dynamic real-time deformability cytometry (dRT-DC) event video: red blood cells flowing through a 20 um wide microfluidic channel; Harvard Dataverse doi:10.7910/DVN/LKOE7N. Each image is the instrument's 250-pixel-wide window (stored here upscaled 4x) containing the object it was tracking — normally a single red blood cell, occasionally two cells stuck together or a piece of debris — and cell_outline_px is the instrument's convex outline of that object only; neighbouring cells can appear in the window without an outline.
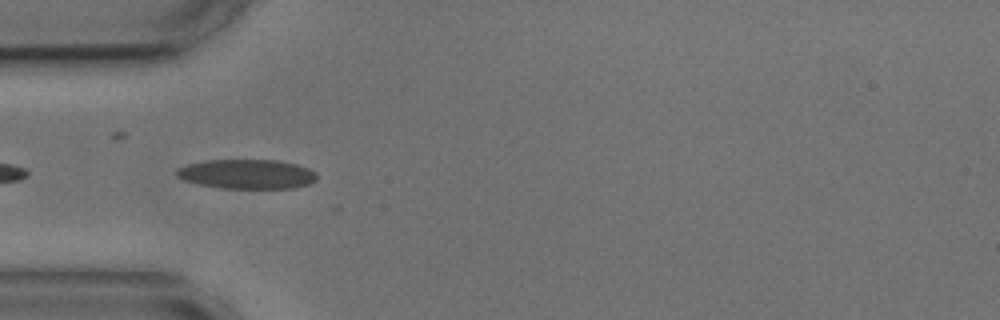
{"species": "common noctule bat (a hibernating species)", "species_latin": "Nyctalus noctula", "temperature_condition": "cold", "stored_images_in_passage": 5, "camera_frame_rate_fps": 3000, "um_per_image_px": 0.085, "animal": {"sex": "male", "body_mass_g": 17.9, "forearm_length_mm": 54.2}, "frame": {"image": 1, "passage_image": 4, "time_ms": 4.333, "image_size_px": [1000, 320], "cell_outline_px": [[316, 180], [308, 184], [296, 188], [220, 188], [200, 184], [184, 180], [176, 176], [176, 168], [188, 164], [208, 160], [280, 160], [296, 164], [308, 168], [316, 172]], "centroid_in_image_um": [21.0, 14.79], "position_along_channel_um": 64.0, "area_um2": 24.1}}